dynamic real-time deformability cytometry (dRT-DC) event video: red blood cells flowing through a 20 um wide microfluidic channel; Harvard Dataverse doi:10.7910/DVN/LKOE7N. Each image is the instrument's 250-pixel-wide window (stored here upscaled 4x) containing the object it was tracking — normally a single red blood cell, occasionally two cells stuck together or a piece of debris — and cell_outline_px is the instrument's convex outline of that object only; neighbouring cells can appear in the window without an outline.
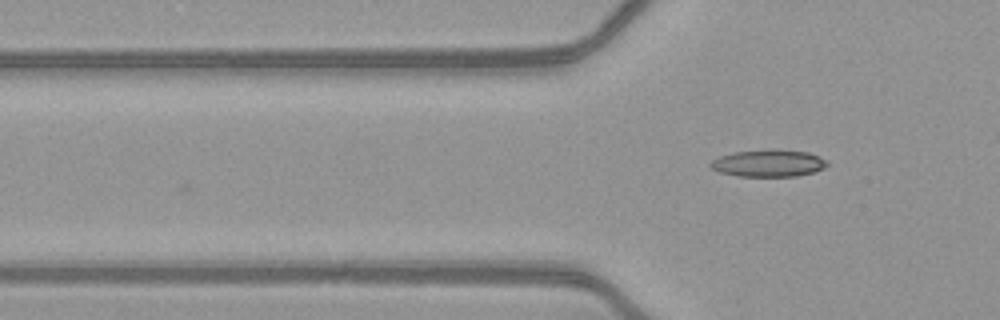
{"species": "common noctule bat (a hibernating species)", "species_latin": "Nyctalus noctula", "temperature_condition": "warm", "stored_images_in_passage": 10, "camera_frame_rate_fps": 3000, "um_per_image_px": 0.085, "animal": {"sex": "female", "body_mass_g": 21.9}, "frame": {"image": 1, "passage_image": 10, "time_ms": 3.0, "image_size_px": [1000, 320], "cell_outline_px": [[828, 164], [824, 168], [816, 172], [796, 176], [736, 176], [720, 172], [712, 168], [708, 164], [712, 160], [720, 156], [732, 152], [772, 148], [776, 148], [808, 152], [820, 156]], "centroid_in_image_um": [65.33, 13.85], "position_along_channel_um": 60.5, "area_um2": 18.73}}